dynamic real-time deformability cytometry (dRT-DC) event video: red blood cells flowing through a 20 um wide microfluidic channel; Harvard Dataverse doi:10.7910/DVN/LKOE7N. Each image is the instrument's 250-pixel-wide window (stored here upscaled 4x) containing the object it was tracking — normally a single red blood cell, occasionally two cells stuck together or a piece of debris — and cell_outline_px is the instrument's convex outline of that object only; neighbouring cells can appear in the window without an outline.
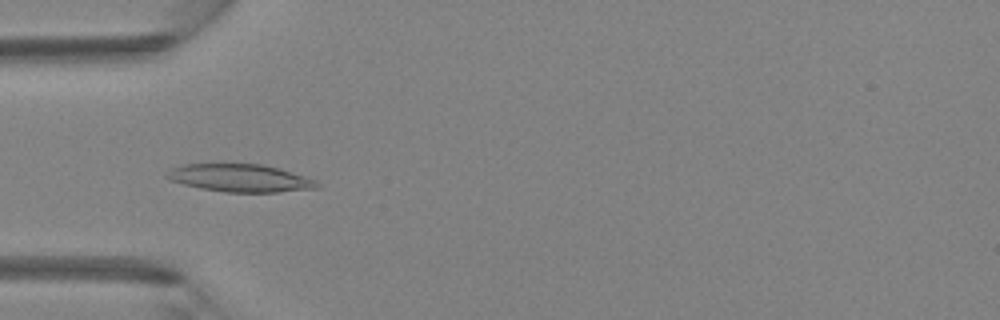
{"species": "Egyptian fruit bat (a non-hibernating species)", "species_latin": "Rousettus aegyptiacus", "temperature_condition": "room temperature", "stored_images_in_passage": 47, "camera_frame_rate_fps": 3000, "um_per_image_px": 0.085, "animal": {"sex": "female"}, "frame": {"image": 1, "passage_image": 15, "time_ms": 4.667, "image_size_px": [1000, 320], "cell_outline_px": [[320, 188], [276, 192], [224, 192], [200, 188], [168, 180], [164, 176], [172, 168], [184, 164], [264, 164], [280, 168], [316, 180], [320, 184]], "centroid_in_image_um": [20.42, 15.13], "position_along_channel_um": 64.6, "area_um2": 24.33}}
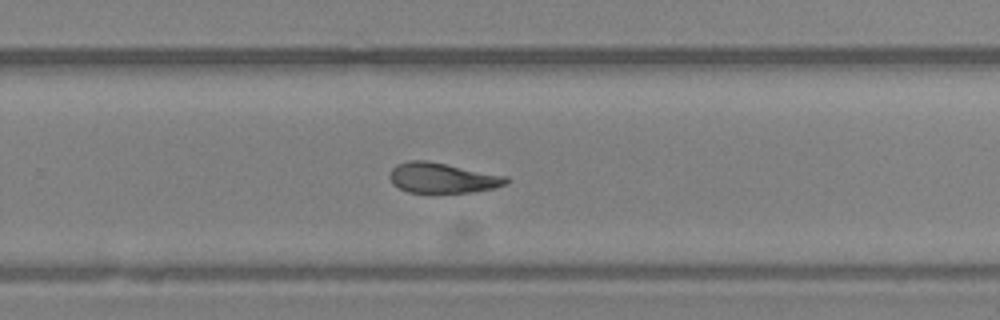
{"frame": {"image": 2, "passage_image": 31, "time_ms": 10.0, "image_size_px": [1000, 320], "cell_outline_px": [[508, 184], [492, 188], [472, 192], [408, 192], [392, 184], [388, 176], [392, 168], [396, 164], [408, 160], [424, 160], [508, 176]], "centroid_in_image_um": [37.57, 15.12], "position_along_channel_um": 292.2, "area_um2": 20.4}}
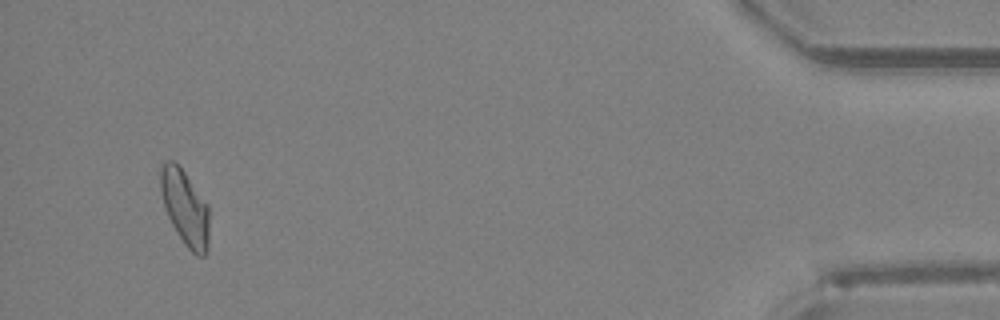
{"frame": {"image": 3, "passage_image": 45, "time_ms": 14.667, "image_size_px": [1000, 320], "cell_outline_px": [[208, 248], [204, 256], [196, 256], [184, 244], [176, 232], [164, 208], [160, 192], [160, 164], [164, 160], [172, 160], [184, 172], [208, 204]], "centroid_in_image_um": [15.7, 17.65], "position_along_channel_um": 419.5, "area_um2": 21.44}, "authors_computed_cell_mechanics": {"area_um2": 21.6172, "velocity_mm_per_s": 4.293, "shape_relaxation_time_tau1_ms": 5.7599, "shape_relaxation_time_tau2_ms": 2.6031, "deformation_change_tau1": 0.1398, "deformation_change_tau2": 0.0935}}